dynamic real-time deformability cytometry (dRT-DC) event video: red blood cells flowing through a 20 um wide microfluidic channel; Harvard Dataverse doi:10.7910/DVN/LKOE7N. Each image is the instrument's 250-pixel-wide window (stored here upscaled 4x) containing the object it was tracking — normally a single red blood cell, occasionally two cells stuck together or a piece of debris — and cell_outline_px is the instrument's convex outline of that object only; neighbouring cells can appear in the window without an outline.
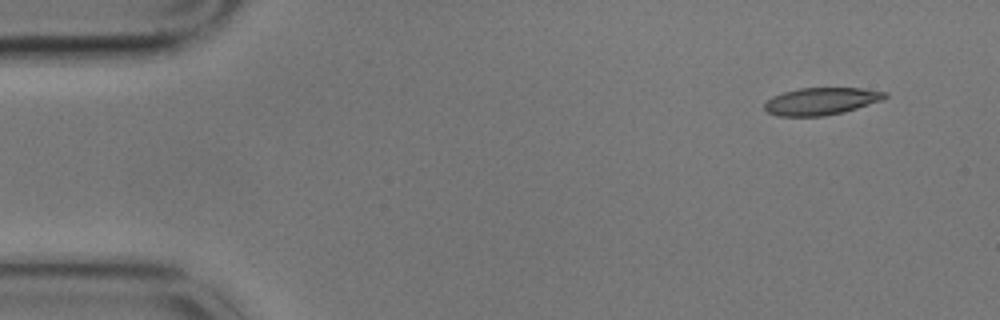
{"species": "common noctule bat (a hibernating species)", "species_latin": "Nyctalus noctula", "temperature_condition": "cold", "stored_images_in_passage": 4, "camera_frame_rate_fps": 3000, "um_per_image_px": 0.085, "animal": {"sex": "male", "body_mass_g": 17.9}, "frame": {"image": 1, "passage_image": 1, "time_ms": 0.0, "image_size_px": [1000, 320], "cell_outline_px": [[888, 96], [884, 100], [844, 112], [824, 116], [776, 116], [768, 112], [764, 108], [764, 104], [768, 100], [784, 92], [800, 88], [860, 88], [888, 92]], "centroid_in_image_um": [69.85, 8.61], "position_along_channel_um": 15.1, "area_um2": 19.13}}
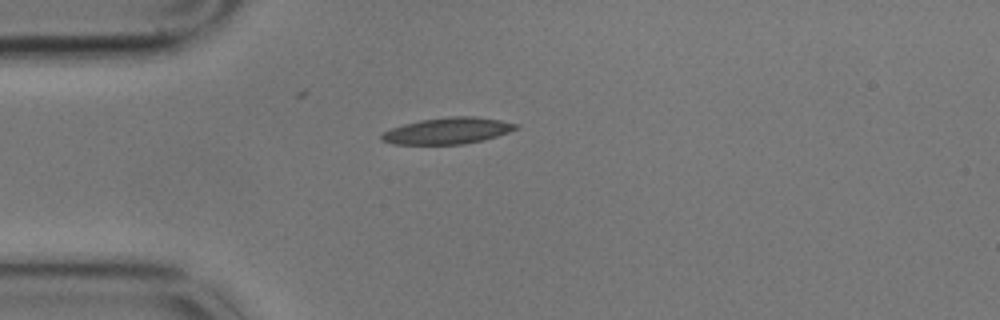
{"frame": {"image": 2, "passage_image": 4, "time_ms": 1.0, "image_size_px": [1000, 320], "cell_outline_px": [[520, 128], [484, 140], [464, 144], [392, 144], [380, 140], [380, 132], [404, 124], [420, 120], [452, 116], [476, 116], [500, 120], [520, 124]], "centroid_in_image_um": [38.05, 11.11], "position_along_channel_um": 47.0, "area_um2": 20.81}}